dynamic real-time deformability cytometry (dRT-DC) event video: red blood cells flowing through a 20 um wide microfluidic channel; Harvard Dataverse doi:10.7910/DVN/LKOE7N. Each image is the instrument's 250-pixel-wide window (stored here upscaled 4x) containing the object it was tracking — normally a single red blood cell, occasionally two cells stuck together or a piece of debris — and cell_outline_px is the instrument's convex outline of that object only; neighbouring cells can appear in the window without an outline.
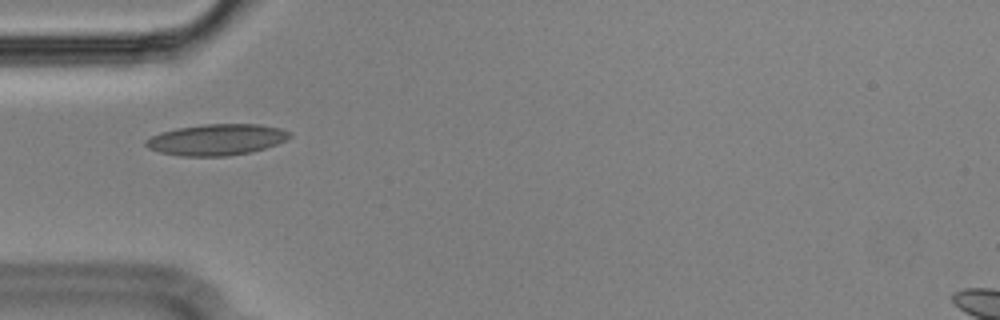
{"species": "Egyptian fruit bat (a non-hibernating species)", "species_latin": "Rousettus aegyptiacus", "temperature_condition": "cold", "stored_images_in_passage": 40, "camera_frame_rate_fps": 3000, "um_per_image_px": 0.085, "animal": {"sex": "male"}, "frame": {"image": 1, "passage_image": 1, "time_ms": 0.0, "image_size_px": [1000, 320], "cell_outline_px": [[292, 136], [276, 144], [252, 152], [228, 156], [180, 156], [160, 152], [148, 148], [144, 144], [144, 140], [160, 132], [176, 128], [204, 124], [260, 124], [280, 128], [292, 132]], "centroid_in_image_um": [18.4, 11.87], "position_along_channel_um": 66.6, "area_um2": 26.24}}
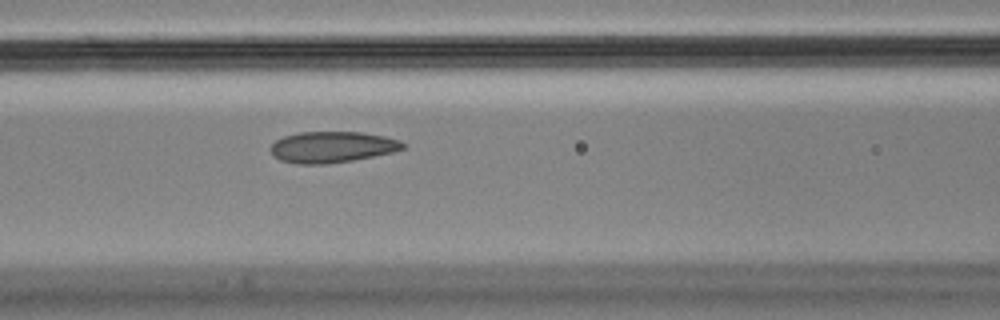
{"frame": {"image": 2, "passage_image": 7, "time_ms": 2.0, "image_size_px": [1000, 320], "cell_outline_px": [[404, 148], [392, 152], [352, 160], [324, 164], [296, 164], [280, 160], [272, 156], [272, 144], [276, 140], [284, 136], [300, 132], [360, 132], [384, 136], [400, 140], [404, 144]], "centroid_in_image_um": [28.2, 12.5], "position_along_channel_um": 138.4, "area_um2": 23.81}}
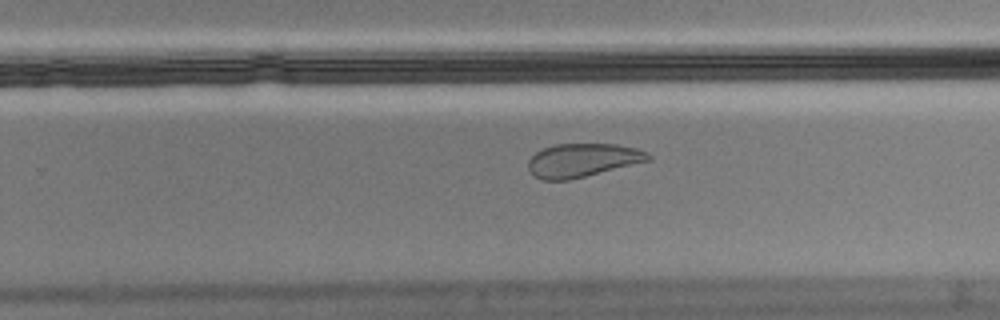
{"frame": {"image": 3, "passage_image": 19, "time_ms": 6.0, "image_size_px": [1000, 320], "cell_outline_px": [[652, 160], [568, 180], [544, 180], [536, 176], [528, 168], [528, 160], [536, 152], [544, 148], [556, 144], [616, 144], [636, 148], [648, 152], [652, 156]], "centroid_in_image_um": [49.55, 13.61], "position_along_channel_um": 280.2, "area_um2": 23.29}, "authors_computed_cell_mechanics": {"area_um2": 25.5187, "velocity_mm_per_s": 3.555, "shape_relaxation_time_tau1_ms": null, "shape_relaxation_time_tau2_ms": 1.4222, "deformation_change_tau1": null, "deformation_change_tau2": 0.0646}}